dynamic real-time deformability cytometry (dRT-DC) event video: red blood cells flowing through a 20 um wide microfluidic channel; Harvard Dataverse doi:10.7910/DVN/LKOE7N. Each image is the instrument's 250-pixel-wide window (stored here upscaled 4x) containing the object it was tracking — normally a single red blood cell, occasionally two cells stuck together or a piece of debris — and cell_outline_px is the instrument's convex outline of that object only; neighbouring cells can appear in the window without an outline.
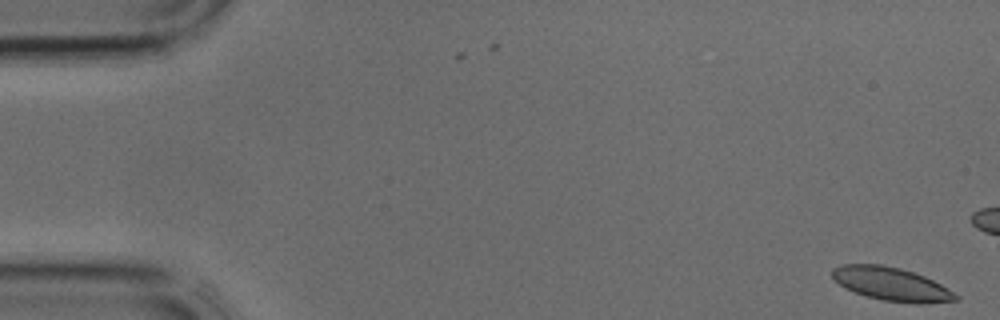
{"species": "common noctule bat (a hibernating species)", "species_latin": "Nyctalus noctula", "temperature_condition": "cold", "stored_images_in_passage": 12, "camera_frame_rate_fps": 3000, "um_per_image_px": 0.085, "animal": {"sex": "male", "body_mass_g": 17.9, "forearm_length_mm": 54.2}, "frame": {"image": 1, "passage_image": 1, "time_ms": 0.0, "image_size_px": [1000, 320], "cell_outline_px": [[960, 300], [924, 304], [916, 304], [884, 300], [868, 296], [844, 288], [832, 276], [832, 268], [840, 264], [880, 264], [900, 268], [924, 276], [948, 288], [960, 296]], "centroid_in_image_um": [75.8, 24.15], "position_along_channel_um": 9.2, "area_um2": 23.99}}